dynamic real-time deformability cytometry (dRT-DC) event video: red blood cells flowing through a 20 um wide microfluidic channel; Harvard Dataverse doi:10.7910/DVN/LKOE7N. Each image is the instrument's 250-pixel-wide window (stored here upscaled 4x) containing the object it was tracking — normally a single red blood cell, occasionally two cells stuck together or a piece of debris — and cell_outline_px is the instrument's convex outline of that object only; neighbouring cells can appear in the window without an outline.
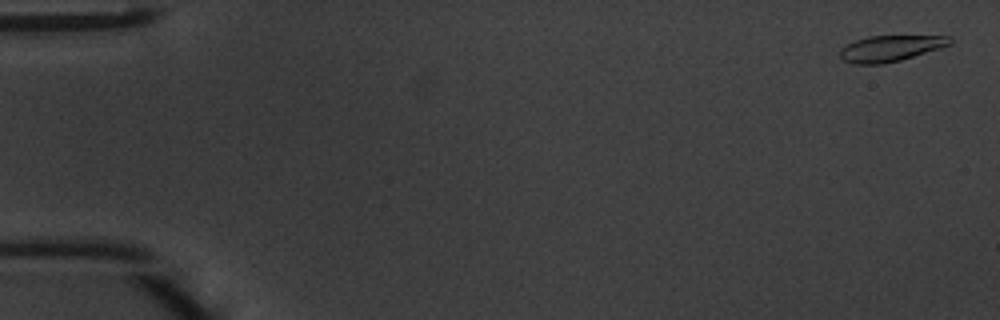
{"species": "common noctule bat (a hibernating species)", "species_latin": "Nyctalus noctula", "temperature_condition": "warm", "stored_images_in_passage": 48, "camera_frame_rate_fps": 3000, "um_per_image_px": 0.085, "animal": {"sex": "male", "body_mass_g": 20.1, "forearm_length_mm": 53.5}, "frame": {"image": 1, "passage_image": 2, "time_ms": 0.333, "image_size_px": [1000, 320], "cell_outline_px": [[952, 44], [940, 48], [900, 60], [884, 64], [856, 64], [844, 60], [840, 56], [840, 48], [844, 44], [868, 36], [952, 36]], "centroid_in_image_um": [75.67, 4.1], "position_along_channel_um": 9.3, "area_um2": 16.65}}
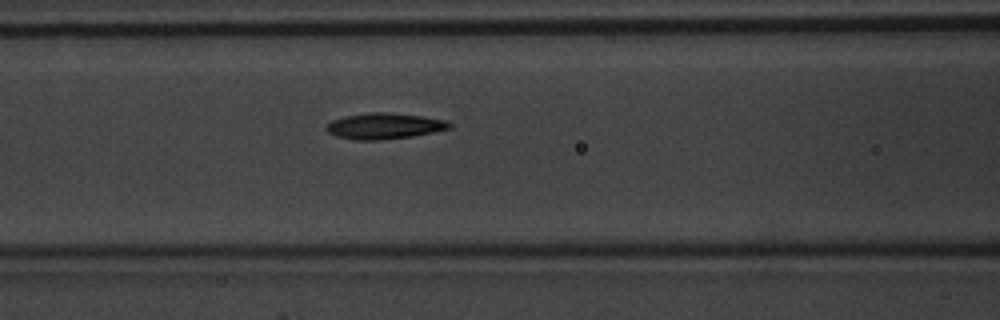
{"frame": {"image": 2, "passage_image": 21, "time_ms": 6.667, "image_size_px": [1000, 320], "cell_outline_px": [[452, 128], [412, 136], [380, 140], [352, 140], [336, 136], [328, 132], [324, 128], [332, 120], [344, 116], [372, 112], [392, 112], [424, 116], [444, 120], [452, 124]], "centroid_in_image_um": [32.65, 10.71], "position_along_channel_um": 133.9, "area_um2": 18.73}}
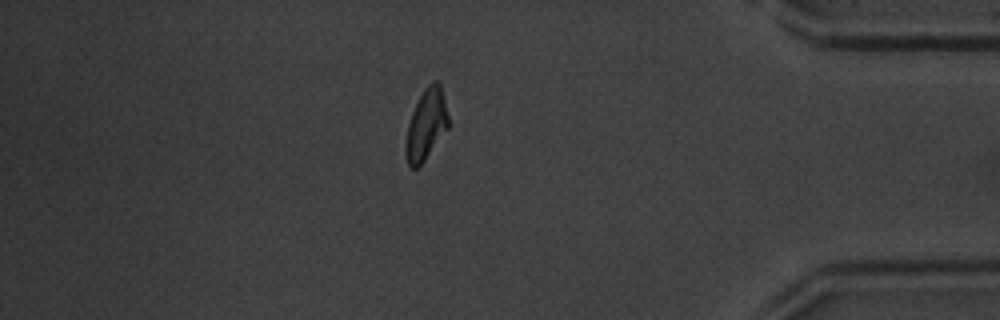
{"frame": {"image": 3, "passage_image": 42, "time_ms": 13.667, "image_size_px": [1000, 320], "cell_outline_px": [[448, 128], [424, 160], [416, 168], [412, 168], [408, 164], [404, 152], [404, 144], [408, 124], [412, 112], [424, 88], [432, 80], [436, 80], [440, 84], [448, 116]], "centroid_in_image_um": [36.2, 10.59], "position_along_channel_um": 399.0, "area_um2": 17.4}, "authors_computed_cell_mechanics": {"area_um2": 17.5712, "velocity_mm_per_s": 4.2519, "shape_relaxation_time_tau1_ms": 2.4497, "shape_relaxation_time_tau2_ms": 2.6215, "deformation_change_tau1": 0.1772, "deformation_change_tau2": 0.0997}}